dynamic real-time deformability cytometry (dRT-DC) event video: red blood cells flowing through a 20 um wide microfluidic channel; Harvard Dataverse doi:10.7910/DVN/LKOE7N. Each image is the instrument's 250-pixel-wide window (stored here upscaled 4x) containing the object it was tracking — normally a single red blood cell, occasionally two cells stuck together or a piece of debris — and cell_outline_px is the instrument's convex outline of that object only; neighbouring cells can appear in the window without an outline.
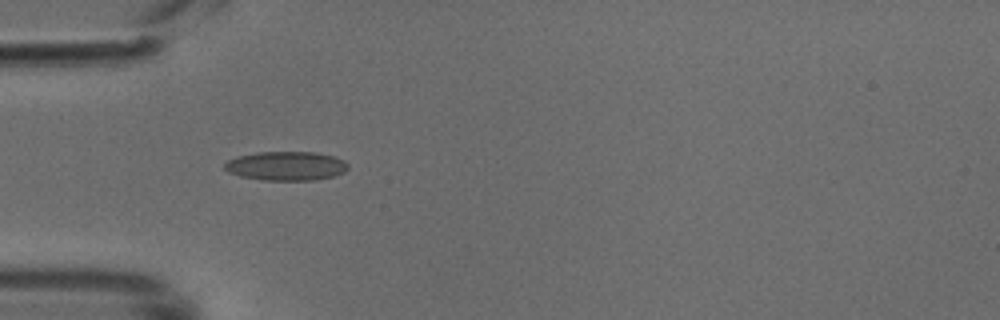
{"species": "common noctule bat (a hibernating species)", "species_latin": "Nyctalus noctula", "temperature_condition": "cold", "stored_images_in_passage": 38, "camera_frame_rate_fps": 3000, "um_per_image_px": 0.085, "animal": {"sex": "male", "body_mass_g": 18.8}, "frame": {"image": 1, "passage_image": 4, "time_ms": 1.0, "image_size_px": [1000, 320], "cell_outline_px": [[348, 168], [344, 172], [336, 176], [316, 180], [264, 180], [240, 176], [228, 172], [224, 168], [224, 164], [228, 160], [236, 156], [256, 152], [316, 152], [336, 156], [344, 160], [348, 164]], "centroid_in_image_um": [24.35, 14.1], "position_along_channel_um": 60.7, "area_um2": 21.15}}
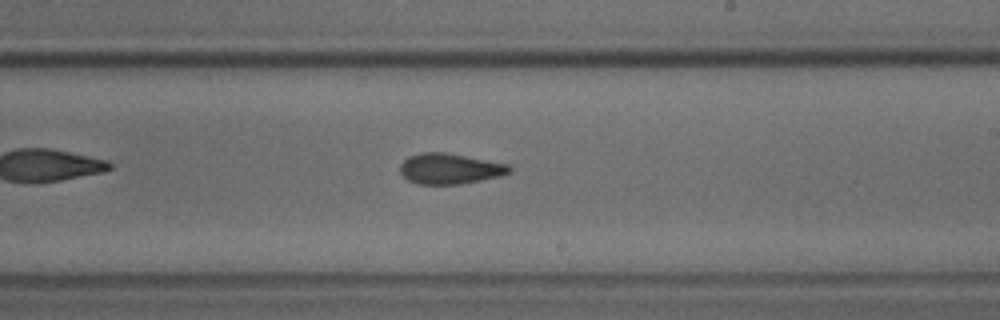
{"frame": {"image": 2, "passage_image": 18, "time_ms": 5.667, "image_size_px": [1000, 320], "cell_outline_px": [[512, 172], [500, 176], [460, 184], [416, 184], [408, 180], [400, 172], [400, 164], [408, 156], [420, 152], [444, 152], [508, 164], [512, 168]], "centroid_in_image_um": [38.22, 14.34], "position_along_channel_um": 250.8, "area_um2": 19.48}}
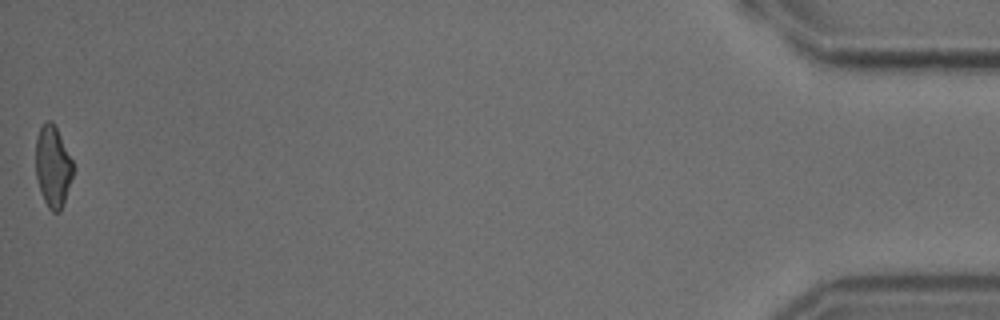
{"frame": {"image": 3, "passage_image": 38, "time_ms": 12.333, "image_size_px": [1000, 320], "cell_outline_px": [[72, 176], [60, 212], [52, 212], [48, 208], [40, 192], [36, 176], [36, 136], [44, 120], [52, 120], [72, 160]], "centroid_in_image_um": [4.46, 14.13], "position_along_channel_um": 430.7, "area_um2": 17.46}}